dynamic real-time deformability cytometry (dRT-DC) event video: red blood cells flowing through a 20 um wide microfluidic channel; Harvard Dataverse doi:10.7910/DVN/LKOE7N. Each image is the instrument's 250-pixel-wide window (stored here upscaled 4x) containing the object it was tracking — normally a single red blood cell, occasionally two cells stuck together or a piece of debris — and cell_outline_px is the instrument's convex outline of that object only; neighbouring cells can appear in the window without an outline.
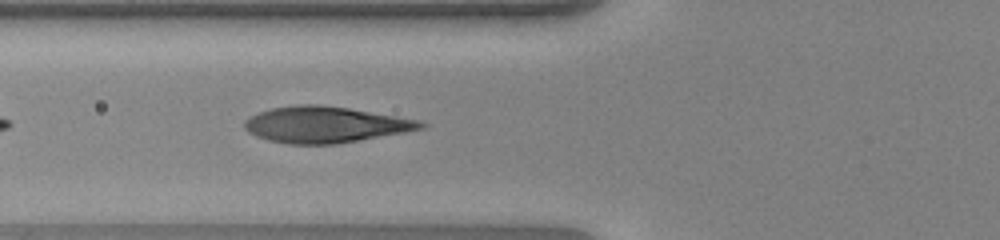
{"species": "human", "species_latin": "Homo sapiens", "temperature_condition": "warm", "stored_images_in_passage": 21, "camera_frame_rate_fps": 3000, "um_per_image_px": 0.085, "donor": {"sex": "female"}, "frame": {"image": 1, "passage_image": 5, "time_ms": 1.333, "image_size_px": [1000, 240], "cell_outline_px": [[428, 124], [424, 128], [404, 132], [336, 144], [288, 144], [268, 140], [256, 136], [248, 132], [244, 128], [244, 120], [248, 116], [272, 108], [300, 104], [316, 104], [348, 108], [420, 120]], "centroid_in_image_um": [27.62, 10.59], "position_along_channel_um": 98.2, "area_um2": 36.99}}
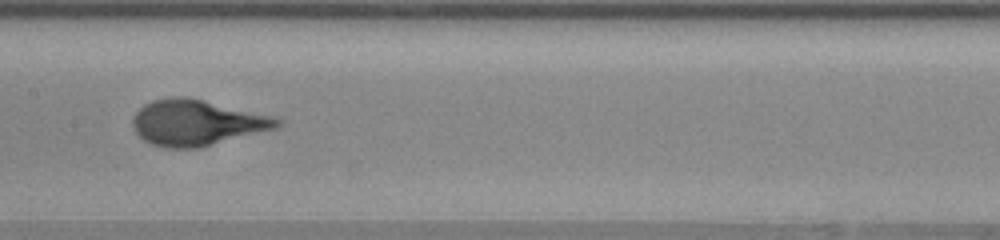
{"frame": {"image": 2, "passage_image": 12, "time_ms": 3.667, "image_size_px": [1000, 240], "cell_outline_px": [[284, 124], [276, 128], [200, 148], [164, 148], [152, 144], [144, 140], [132, 128], [132, 116], [144, 104], [152, 100], [176, 96], [184, 96], [272, 116], [280, 120]], "centroid_in_image_um": [16.68, 10.44], "position_along_channel_um": 190.7, "area_um2": 38.32}}
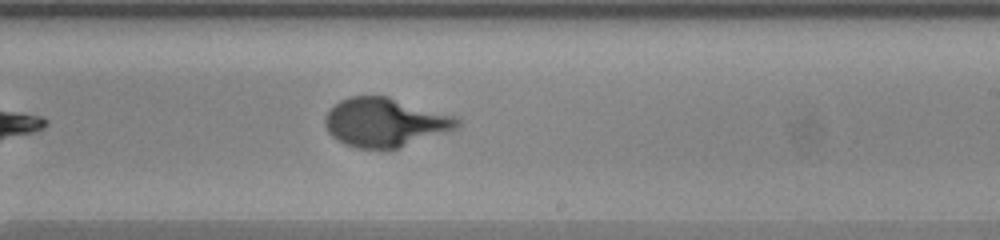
{"frame": {"image": 3, "passage_image": 17, "time_ms": 5.333, "image_size_px": [1000, 240], "cell_outline_px": [[460, 128], [448, 132], [396, 148], [356, 148], [344, 144], [336, 140], [328, 132], [324, 124], [324, 120], [328, 112], [340, 100], [348, 96], [388, 96], [460, 116]], "centroid_in_image_um": [32.78, 10.38], "position_along_channel_um": 256.2, "area_um2": 37.97}}